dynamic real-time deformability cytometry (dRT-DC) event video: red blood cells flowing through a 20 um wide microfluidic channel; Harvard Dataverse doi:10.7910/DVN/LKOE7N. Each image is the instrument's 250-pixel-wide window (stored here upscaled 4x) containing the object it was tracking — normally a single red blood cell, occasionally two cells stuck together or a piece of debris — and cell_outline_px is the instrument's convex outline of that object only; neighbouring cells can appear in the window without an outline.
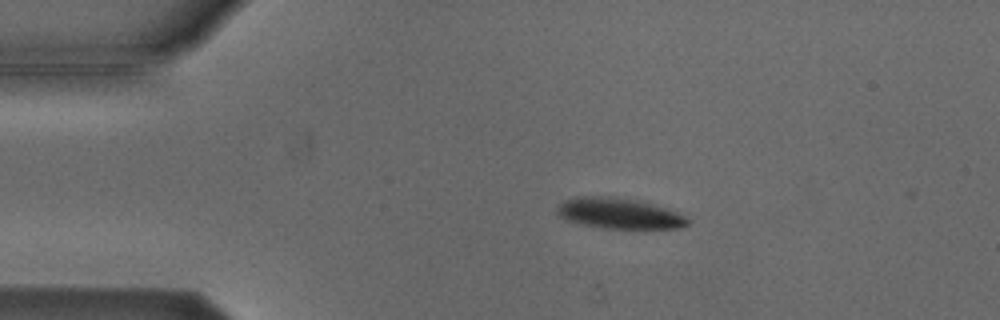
{"species": "Egyptian fruit bat (a non-hibernating species)", "species_latin": "Rousettus aegyptiacus", "temperature_condition": "cold", "stored_images_in_passage": 5, "camera_frame_rate_fps": 3000, "um_per_image_px": 0.085, "animal": {"sex": "male"}, "frame": {"image": 1, "passage_image": 3, "time_ms": 2.333, "image_size_px": [1000, 320], "cell_outline_px": [[692, 220], [688, 224], [680, 228], [604, 228], [580, 224], [568, 220], [560, 216], [556, 212], [556, 208], [560, 200], [576, 196], [612, 196], [640, 200], [676, 212]], "centroid_in_image_um": [52.57, 18.12], "position_along_channel_um": 32.4, "area_um2": 23.52}}